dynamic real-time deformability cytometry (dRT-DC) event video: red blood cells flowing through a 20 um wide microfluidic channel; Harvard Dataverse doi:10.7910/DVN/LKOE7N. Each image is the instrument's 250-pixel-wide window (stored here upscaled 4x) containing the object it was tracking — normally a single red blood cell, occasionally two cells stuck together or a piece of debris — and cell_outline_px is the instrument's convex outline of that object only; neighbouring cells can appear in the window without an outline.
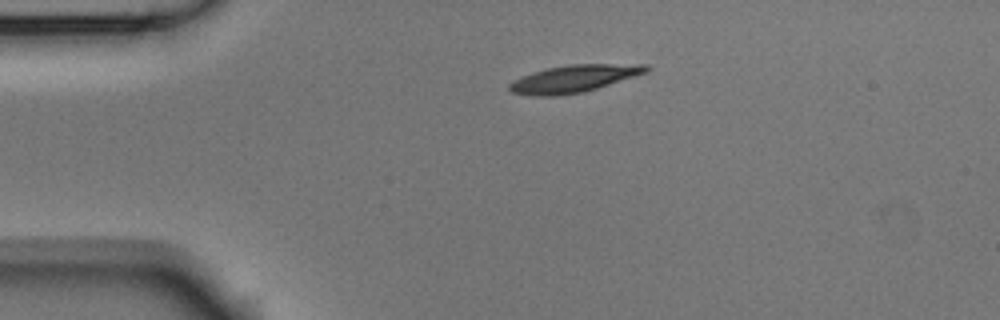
{"species": "Egyptian fruit bat (a non-hibernating species)", "species_latin": "Rousettus aegyptiacus", "temperature_condition": "room temperature", "stored_images_in_passage": 2, "camera_frame_rate_fps": 3000, "um_per_image_px": 0.085, "animal": {"sex": "male"}, "frame": {"image": 1, "passage_image": 1, "time_ms": 0.0, "image_size_px": [1000, 320], "cell_outline_px": [[652, 68], [648, 72], [636, 76], [584, 92], [556, 96], [532, 96], [512, 92], [508, 88], [508, 84], [532, 72], [548, 68], [572, 64], [648, 64]], "centroid_in_image_um": [48.84, 6.68], "position_along_channel_um": 36.2, "area_um2": 21.73}}
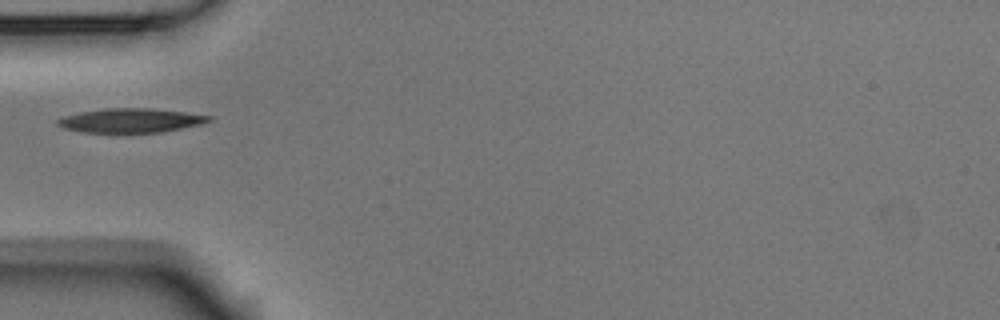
{"frame": {"image": 2, "passage_image": 2, "time_ms": 0.333, "image_size_px": [1000, 320], "cell_outline_px": [[212, 120], [200, 124], [160, 132], [80, 132], [64, 128], [56, 124], [56, 120], [64, 116], [80, 112], [104, 108], [148, 108], [184, 112], [212, 116]], "centroid_in_image_um": [11.07, 10.23], "position_along_channel_um": 73.9, "area_um2": 21.1}}